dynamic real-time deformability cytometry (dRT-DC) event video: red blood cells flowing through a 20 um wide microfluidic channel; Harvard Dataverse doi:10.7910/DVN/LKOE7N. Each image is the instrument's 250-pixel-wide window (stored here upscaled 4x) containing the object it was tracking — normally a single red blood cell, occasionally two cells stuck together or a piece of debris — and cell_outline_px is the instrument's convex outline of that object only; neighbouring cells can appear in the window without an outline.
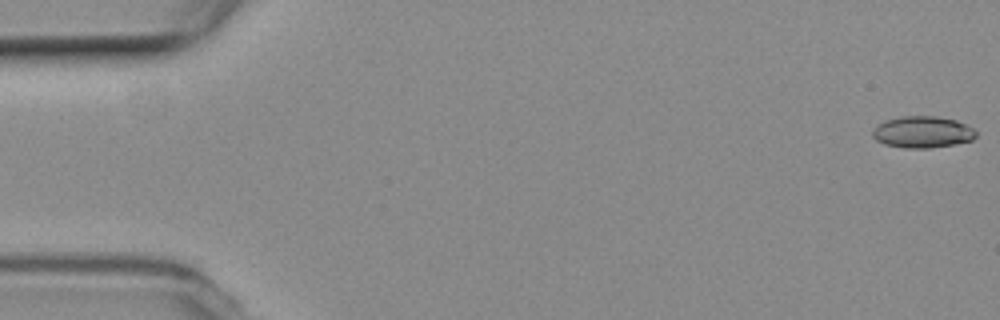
{"species": "common noctule bat (a hibernating species)", "species_latin": "Nyctalus noctula", "temperature_condition": "room temperature", "stored_images_in_passage": 15, "camera_frame_rate_fps": 3000, "um_per_image_px": 0.085, "animal": {"sex": "female", "body_mass_g": 19.3, "forearm_length_mm": 54.1}, "frame": {"image": 1, "passage_image": 1, "time_ms": 0.0, "image_size_px": [1000, 320], "cell_outline_px": [[976, 136], [972, 140], [932, 148], [904, 148], [884, 144], [876, 140], [872, 136], [872, 128], [884, 120], [900, 116], [936, 116], [956, 120], [972, 128], [976, 132]], "centroid_in_image_um": [78.36, 11.22], "position_along_channel_um": 6.6, "area_um2": 19.13}}
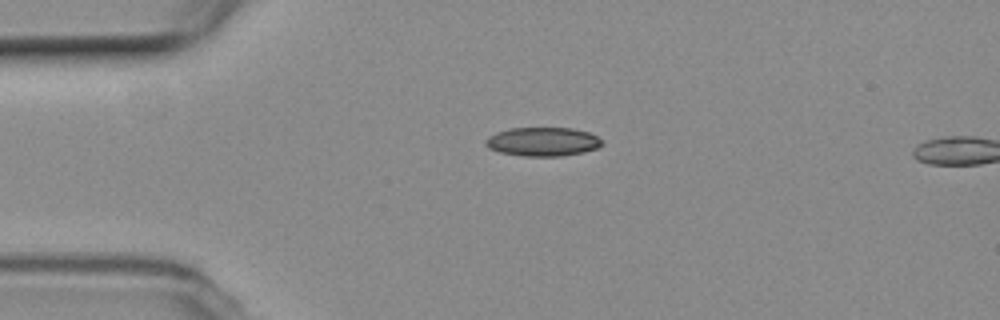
{"frame": {"image": 2, "passage_image": 13, "time_ms": 4.0, "image_size_px": [1000, 320], "cell_outline_px": [[604, 144], [596, 148], [584, 152], [560, 156], [524, 156], [500, 152], [488, 148], [484, 144], [484, 140], [488, 136], [496, 132], [508, 128], [572, 128], [588, 132], [596, 136]], "centroid_in_image_um": [46.09, 12.04], "position_along_channel_um": 38.9, "area_um2": 19.59}}